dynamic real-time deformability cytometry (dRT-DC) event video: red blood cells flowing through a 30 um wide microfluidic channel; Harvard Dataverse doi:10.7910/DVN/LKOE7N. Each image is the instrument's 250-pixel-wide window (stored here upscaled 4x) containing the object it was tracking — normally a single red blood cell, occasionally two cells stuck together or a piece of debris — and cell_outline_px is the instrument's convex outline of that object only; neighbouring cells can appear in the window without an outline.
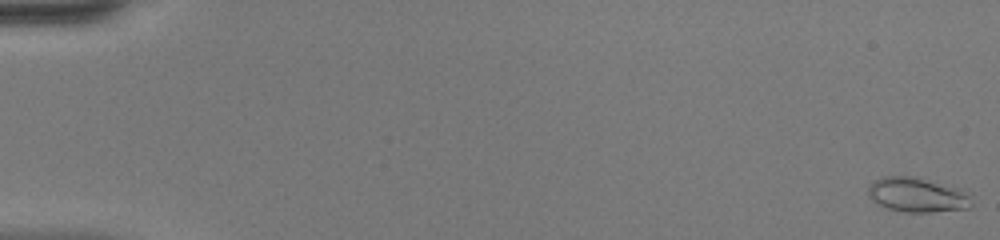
{"species": "common noctule bat (a hibernating species)", "species_latin": "Nyctalus noctula", "temperature_condition": "warm", "stored_images_in_passage": 51, "camera_frame_rate_fps": 3000, "um_per_image_px": 0.085, "animal": {"sex": "female", "body_mass_g": 20.0, "forearm_length_mm": 54.0}, "frame": {"image": 1, "passage_image": 1, "time_ms": 0.0, "image_size_px": [1000, 240], "cell_outline_px": [[972, 204], [968, 208], [932, 212], [904, 212], [888, 208], [876, 204], [868, 196], [868, 188], [876, 180], [884, 176], [916, 176], [960, 188], [972, 192]], "centroid_in_image_um": [78.02, 16.56], "position_along_channel_um": 7.0, "area_um2": 21.21}}
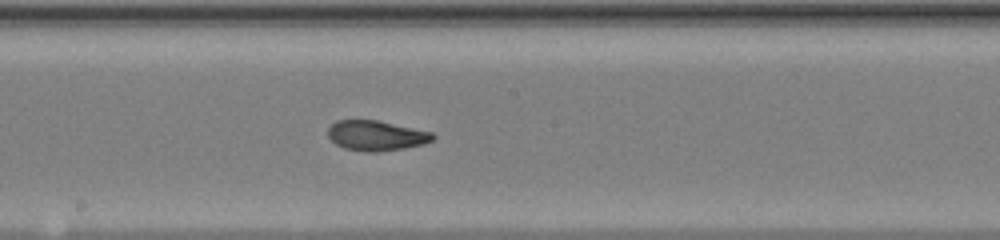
{"frame": {"image": 2, "passage_image": 29, "time_ms": 9.333, "image_size_px": [1000, 240], "cell_outline_px": [[436, 136], [432, 140], [424, 144], [404, 148], [380, 152], [368, 152], [344, 148], [336, 144], [328, 136], [328, 128], [336, 120], [376, 120], [432, 132]], "centroid_in_image_um": [31.98, 11.53], "position_along_channel_um": 216.2, "area_um2": 18.32}}
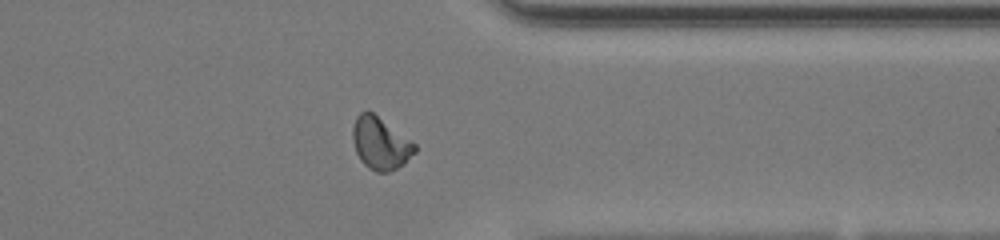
{"frame": {"image": 3, "passage_image": 41, "time_ms": 13.333, "image_size_px": [1000, 240], "cell_outline_px": [[416, 152], [404, 164], [388, 172], [376, 172], [368, 168], [360, 160], [356, 152], [352, 140], [352, 128], [356, 116], [360, 112], [372, 112], [412, 140], [416, 144]], "centroid_in_image_um": [32.33, 12.19], "position_along_channel_um": 379.1, "area_um2": 19.02}, "authors_computed_cell_mechanics": {"area_um2": 18.6116, "velocity_mm_per_s": 4.1764, "shape_relaxation_time_tau1_ms": null, "shape_relaxation_time_tau2_ms": 1.1837, "deformation_change_tau1": null, "deformation_change_tau2": 0.0613}}